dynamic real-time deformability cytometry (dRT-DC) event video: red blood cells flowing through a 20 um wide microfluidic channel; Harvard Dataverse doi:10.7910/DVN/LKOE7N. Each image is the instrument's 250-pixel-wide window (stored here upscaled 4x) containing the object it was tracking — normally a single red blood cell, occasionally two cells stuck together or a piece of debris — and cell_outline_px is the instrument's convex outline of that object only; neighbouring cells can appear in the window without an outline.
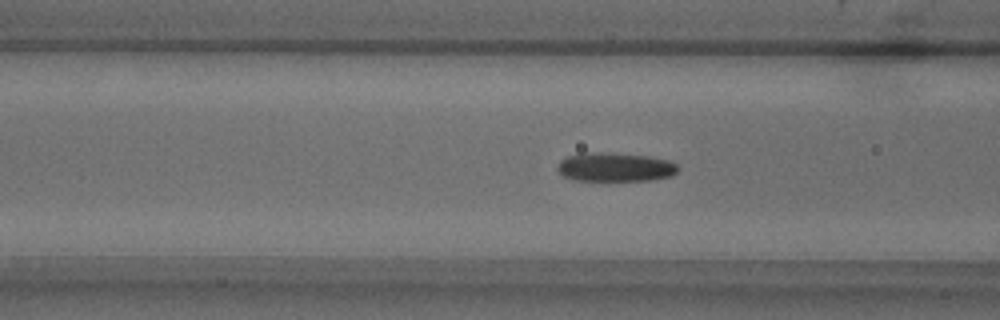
{"species": "common noctule bat (a hibernating species)", "species_latin": "Nyctalus noctula", "temperature_condition": "warm", "stored_images_in_passage": 42, "camera_frame_rate_fps": 3000, "um_per_image_px": 0.085, "animal": {"sex": "male", "body_mass_g": 18.8}, "frame": {"image": 1, "passage_image": 8, "time_ms": 2.333, "image_size_px": [1000, 320], "cell_outline_px": [[680, 168], [672, 176], [652, 180], [572, 180], [564, 176], [556, 168], [556, 164], [560, 160], [568, 156], [584, 152], [600, 152], [648, 156], [668, 160], [676, 164]], "centroid_in_image_um": [52.27, 14.2], "position_along_channel_um": 114.3, "area_um2": 20.35}}
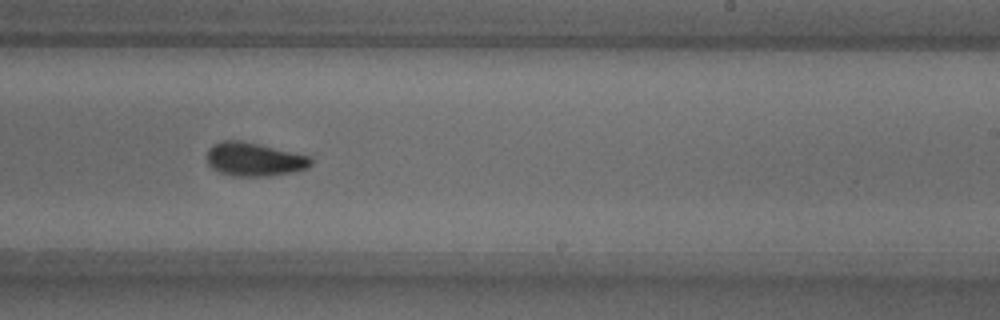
{"frame": {"image": 2, "passage_image": 20, "time_ms": 6.333, "image_size_px": [1000, 320], "cell_outline_px": [[312, 164], [308, 168], [292, 172], [268, 176], [232, 176], [220, 172], [212, 168], [208, 164], [208, 148], [212, 144], [220, 140], [240, 140], [260, 144], [308, 156], [312, 160]], "centroid_in_image_um": [21.58, 13.54], "position_along_channel_um": 267.4, "area_um2": 20.35}}
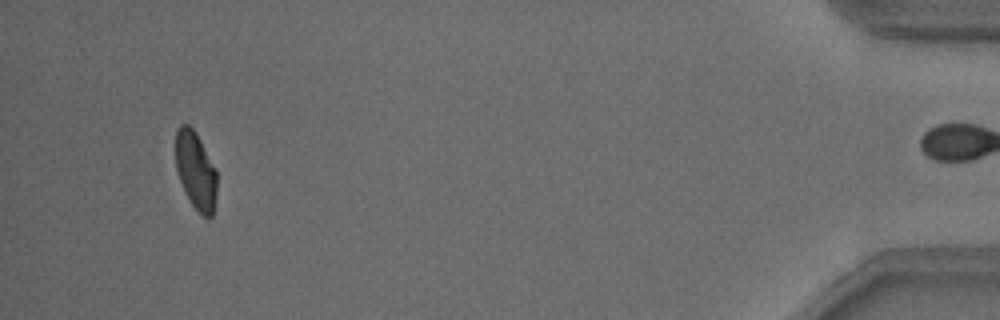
{"frame": {"image": 3, "passage_image": 38, "time_ms": 12.333, "image_size_px": [1000, 320], "cell_outline_px": [[216, 196], [212, 216], [208, 220], [192, 204], [180, 180], [176, 168], [176, 132], [180, 124], [188, 124], [196, 132], [216, 168]], "centroid_in_image_um": [16.65, 14.47], "position_along_channel_um": 418.6, "area_um2": 18.5}, "authors_computed_cell_mechanics": {"area_um2": 20.2589, "velocity_mm_per_s": 3.8254, "shape_relaxation_time_tau1_ms": 4.5435, "shape_relaxation_time_tau2_ms": 1.8387, "deformation_change_tau1": 0.1446, "deformation_change_tau2": 0.072}}